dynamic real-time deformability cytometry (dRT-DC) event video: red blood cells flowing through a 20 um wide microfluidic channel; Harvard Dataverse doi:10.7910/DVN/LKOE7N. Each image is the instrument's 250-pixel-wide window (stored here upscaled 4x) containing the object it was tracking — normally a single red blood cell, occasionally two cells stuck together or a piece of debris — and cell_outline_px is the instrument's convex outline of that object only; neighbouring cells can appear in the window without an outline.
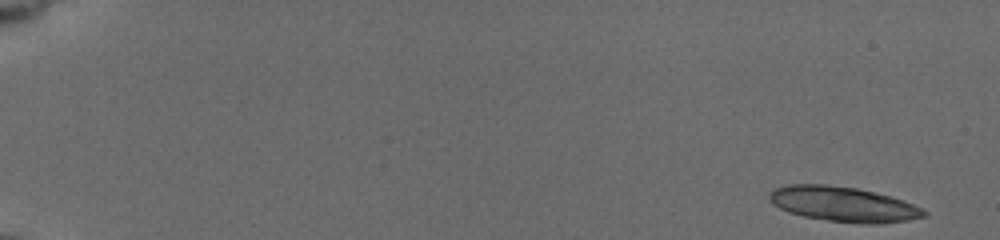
{"species": "common noctule bat (a hibernating species)", "species_latin": "Nyctalus noctula", "temperature_condition": "cold", "stored_images_in_passage": 32, "camera_frame_rate_fps": 3000, "um_per_image_px": 0.085, "animal": {"sex": "female", "body_mass_g": 19.5, "forearm_length_mm": 54.1}, "frame": {"image": 1, "passage_image": 1, "time_ms": 0.0, "image_size_px": [1000, 240], "cell_outline_px": [[928, 212], [924, 216], [908, 220], [876, 224], [860, 224], [828, 220], [804, 216], [788, 212], [772, 204], [768, 196], [768, 192], [776, 188], [788, 184], [828, 184], [856, 188], [904, 200]], "centroid_in_image_um": [71.63, 17.35], "position_along_channel_um": 13.4, "area_um2": 31.39}}
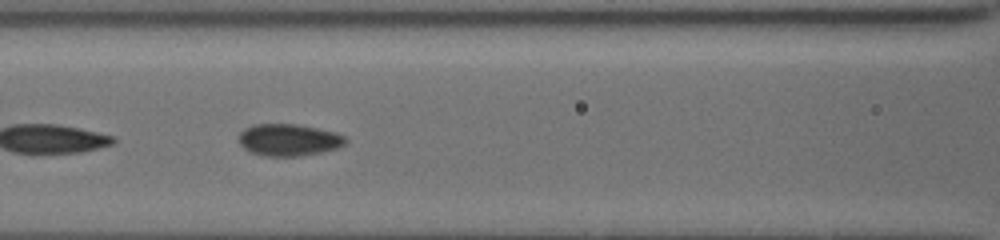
{"frame": {"image": 2, "passage_image": 25, "time_ms": 8.333, "image_size_px": [1000, 240], "cell_outline_px": [[348, 140], [340, 148], [320, 152], [296, 156], [264, 156], [252, 152], [244, 148], [236, 140], [240, 132], [244, 128], [252, 124], [296, 124], [336, 132], [344, 136]], "centroid_in_image_um": [24.52, 11.88], "position_along_channel_um": 142.1, "area_um2": 20.0}}